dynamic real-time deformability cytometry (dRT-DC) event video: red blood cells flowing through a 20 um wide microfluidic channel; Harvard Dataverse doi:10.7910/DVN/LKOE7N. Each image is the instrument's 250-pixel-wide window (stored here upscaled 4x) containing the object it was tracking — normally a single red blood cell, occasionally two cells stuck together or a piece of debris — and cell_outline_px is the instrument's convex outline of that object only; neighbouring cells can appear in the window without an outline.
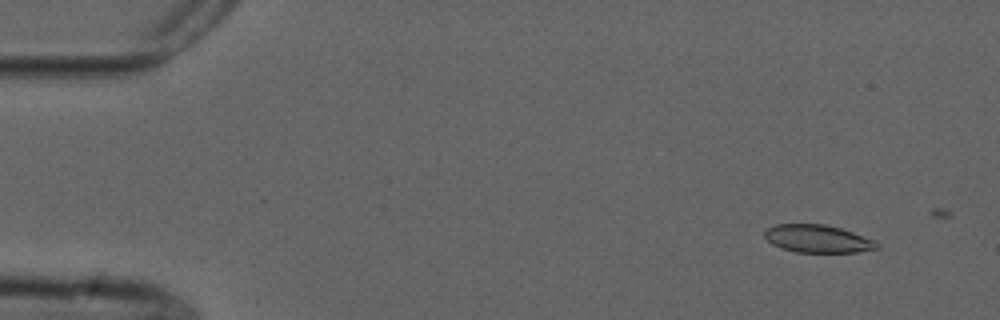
{"species": "common noctule bat (a hibernating species)", "species_latin": "Nyctalus noctula", "temperature_condition": "cold", "stored_images_in_passage": 11, "camera_frame_rate_fps": 3000, "um_per_image_px": 0.085, "animal": {"sex": "male", "forearm_length_mm": 52.5}, "frame": {"image": 1, "passage_image": 4, "time_ms": 1.0, "image_size_px": [1000, 320], "cell_outline_px": [[880, 248], [856, 252], [796, 252], [780, 248], [772, 244], [764, 236], [764, 232], [768, 228], [776, 224], [824, 224], [840, 228], [876, 240], [880, 244]], "centroid_in_image_um": [69.52, 20.3], "position_along_channel_um": 15.5, "area_um2": 18.21}}